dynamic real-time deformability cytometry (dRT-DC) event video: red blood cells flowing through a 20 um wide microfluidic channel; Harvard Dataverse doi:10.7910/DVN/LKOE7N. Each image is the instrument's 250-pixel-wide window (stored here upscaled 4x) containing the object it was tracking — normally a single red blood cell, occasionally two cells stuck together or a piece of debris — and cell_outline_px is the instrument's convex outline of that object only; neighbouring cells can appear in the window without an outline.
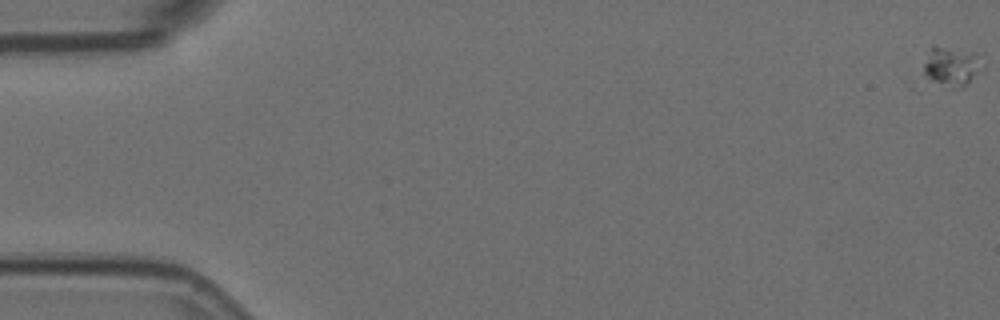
{"species": "Egyptian fruit bat (a non-hibernating species)", "species_latin": "Rousettus aegyptiacus", "temperature_condition": "room temperature", "stored_images_in_passage": 5, "camera_frame_rate_fps": 3000, "um_per_image_px": 0.085, "animal": {"sex": "female"}, "frame": {"image": 1, "passage_image": 1, "time_ms": 0.0, "image_size_px": [1000, 320], "cell_outline_px": [[984, 68], [968, 84], [960, 88], [952, 88], [932, 80], [924, 72], [924, 64], [932, 44], [976, 52]], "centroid_in_image_um": [80.93, 5.61], "position_along_channel_um": 4.1, "area_um2": 13.53}}
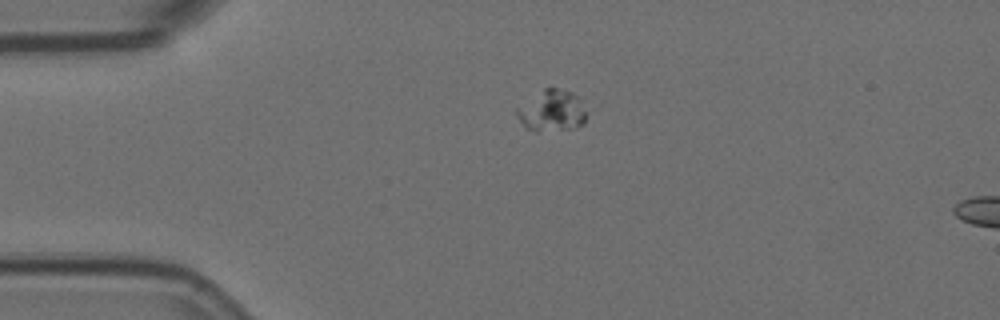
{"frame": {"image": 2, "passage_image": 5, "time_ms": 1.333, "image_size_px": [1000, 320], "cell_outline_px": [[584, 124], [572, 128], [536, 132], [524, 128], [516, 116], [516, 108], [544, 88], [556, 88], [572, 92], [576, 96], [584, 112]], "centroid_in_image_um": [46.83, 9.44], "position_along_channel_um": 38.2, "area_um2": 16.47}}